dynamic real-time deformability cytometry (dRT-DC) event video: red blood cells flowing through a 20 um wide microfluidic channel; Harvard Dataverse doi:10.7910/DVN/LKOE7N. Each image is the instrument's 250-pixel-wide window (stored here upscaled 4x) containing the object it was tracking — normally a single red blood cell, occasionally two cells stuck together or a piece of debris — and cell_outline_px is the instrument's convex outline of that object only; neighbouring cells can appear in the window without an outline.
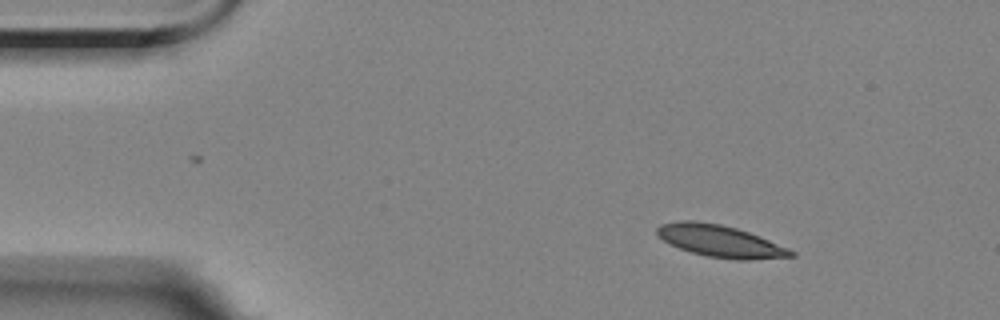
{"species": "Egyptian fruit bat (a non-hibernating species)", "species_latin": "Rousettus aegyptiacus", "temperature_condition": "room temperature", "stored_images_in_passage": 4, "camera_frame_rate_fps": 3000, "um_per_image_px": 0.085, "animal": {"sex": "female"}, "frame": {"image": 1, "passage_image": 1, "time_ms": 0.0, "image_size_px": [1000, 320], "cell_outline_px": [[796, 256], [748, 260], [736, 260], [708, 256], [692, 252], [680, 248], [656, 236], [656, 228], [660, 224], [680, 220], [696, 220], [720, 224], [736, 228], [748, 232], [788, 248], [796, 252]], "centroid_in_image_um": [61.19, 20.48], "position_along_channel_um": 23.8, "area_um2": 24.8}}